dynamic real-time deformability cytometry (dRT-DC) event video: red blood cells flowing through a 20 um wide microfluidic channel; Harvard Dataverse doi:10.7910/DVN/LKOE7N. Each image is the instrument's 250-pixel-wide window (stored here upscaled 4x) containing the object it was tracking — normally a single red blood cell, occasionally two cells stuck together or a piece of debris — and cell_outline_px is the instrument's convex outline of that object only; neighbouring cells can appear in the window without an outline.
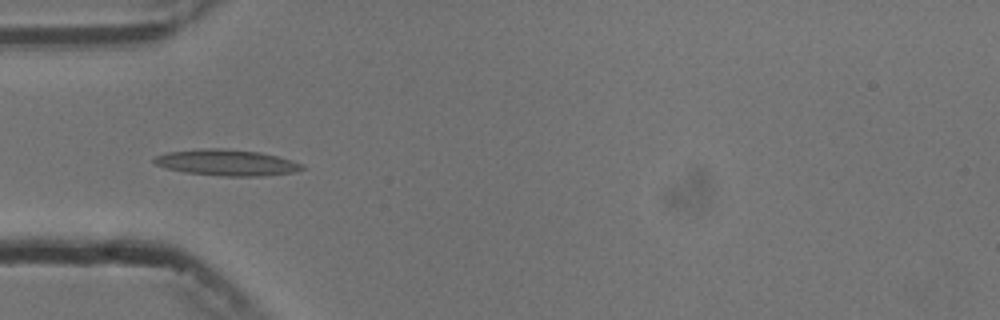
{"species": "common noctule bat (a hibernating species)", "species_latin": "Nyctalus noctula", "temperature_condition": "cold", "stored_images_in_passage": 3, "camera_frame_rate_fps": 3000, "um_per_image_px": 0.085, "animal": {"sex": "male", "body_mass_g": 13.3}, "frame": {"image": 1, "passage_image": 1, "time_ms": 0.0, "image_size_px": [1000, 320], "cell_outline_px": [[304, 168], [296, 172], [264, 176], [224, 176], [184, 172], [164, 168], [156, 164], [152, 160], [156, 156], [168, 152], [208, 148], [220, 148], [260, 152], [292, 160], [304, 164]], "centroid_in_image_um": [19.29, 13.83], "position_along_channel_um": 65.7, "area_um2": 22.48}}
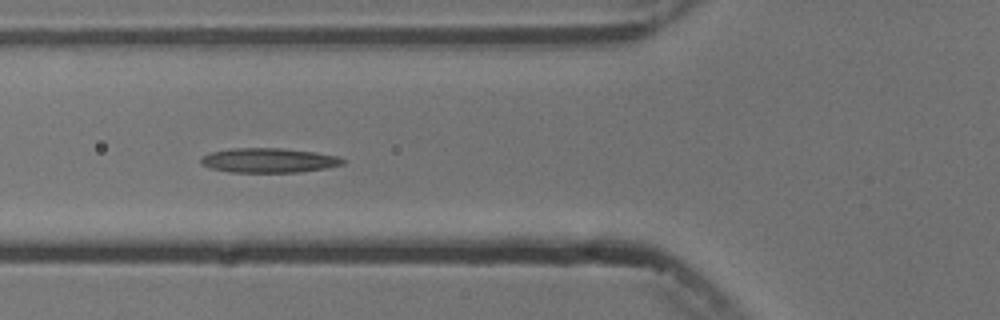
{"frame": {"image": 2, "passage_image": 2, "time_ms": 1.0, "image_size_px": [1000, 320], "cell_outline_px": [[344, 164], [324, 168], [300, 172], [228, 172], [208, 168], [200, 164], [200, 160], [208, 152], [232, 148], [280, 148], [316, 152], [340, 156], [344, 160]], "centroid_in_image_um": [22.81, 13.63], "position_along_channel_um": 103.0, "area_um2": 20.46}}
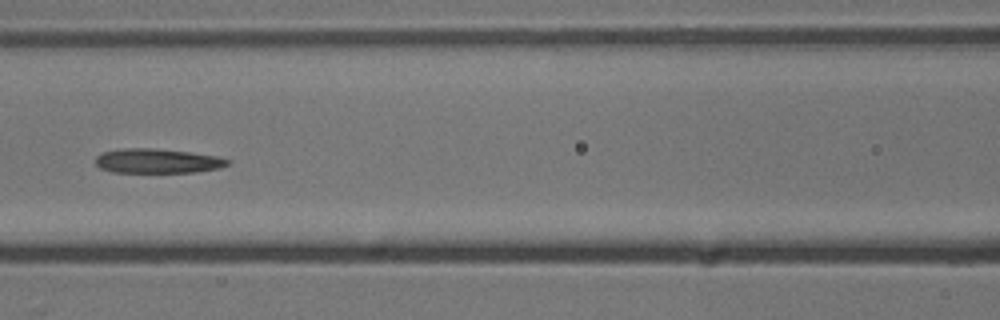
{"frame": {"image": 3, "passage_image": 3, "time_ms": 2.333, "image_size_px": [1000, 320], "cell_outline_px": [[232, 160], [228, 164], [220, 168], [196, 172], [112, 172], [100, 168], [96, 164], [96, 156], [104, 152], [124, 148], [152, 148], [188, 152], [220, 156]], "centroid_in_image_um": [13.42, 13.68], "position_along_channel_um": 153.2, "area_um2": 18.84}}